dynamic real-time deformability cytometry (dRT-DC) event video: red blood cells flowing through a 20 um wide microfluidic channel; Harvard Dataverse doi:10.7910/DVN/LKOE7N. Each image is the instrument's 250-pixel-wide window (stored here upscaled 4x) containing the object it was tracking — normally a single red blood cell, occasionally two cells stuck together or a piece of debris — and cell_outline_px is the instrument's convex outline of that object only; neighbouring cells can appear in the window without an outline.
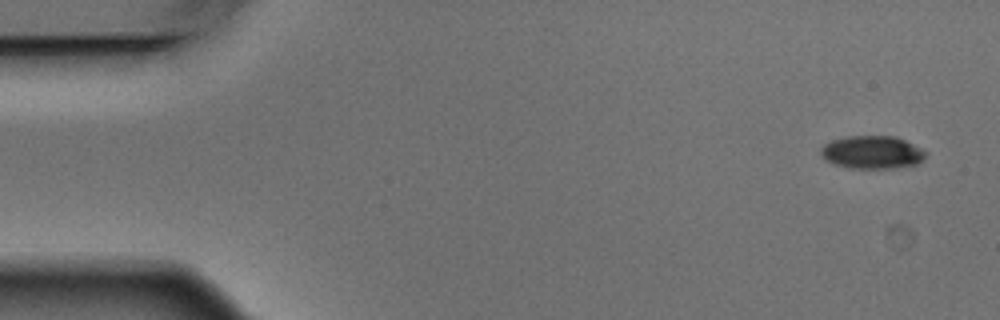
{"species": "Egyptian fruit bat (a non-hibernating species)", "species_latin": "Rousettus aegyptiacus", "temperature_condition": "warm", "stored_images_in_passage": 6, "camera_frame_rate_fps": 3000, "um_per_image_px": 0.085, "animal": {"sex": "male"}, "frame": {"image": 1, "passage_image": 1, "time_ms": 0.0, "image_size_px": [1000, 320], "cell_outline_px": [[928, 152], [924, 160], [916, 164], [892, 168], [848, 168], [832, 164], [824, 160], [820, 156], [820, 148], [824, 144], [832, 140], [848, 136], [896, 136]], "centroid_in_image_um": [74.09, 12.95], "position_along_channel_um": 10.9, "area_um2": 20.35}}
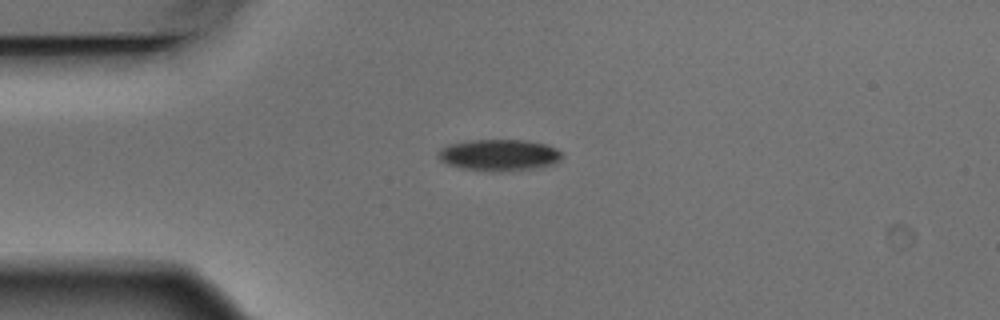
{"frame": {"image": 2, "passage_image": 4, "time_ms": 1.0, "image_size_px": [1000, 320], "cell_outline_px": [[560, 156], [552, 164], [532, 168], [464, 168], [448, 164], [440, 160], [436, 156], [440, 148], [448, 144], [472, 140], [528, 140], [544, 144], [556, 148], [560, 152]], "centroid_in_image_um": [42.35, 13.11], "position_along_channel_um": 42.6, "area_um2": 21.39}}
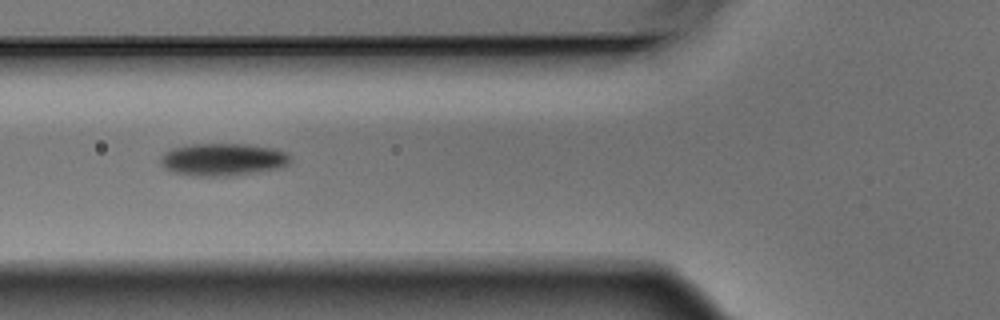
{"frame": {"image": 3, "passage_image": 6, "time_ms": 1.667, "image_size_px": [1000, 320], "cell_outline_px": [[292, 160], [288, 164], [280, 168], [228, 176], [192, 176], [172, 172], [164, 168], [160, 164], [160, 156], [164, 152], [172, 148], [192, 144], [244, 144], [276, 148], [288, 152], [292, 156]], "centroid_in_image_um": [18.95, 13.55], "position_along_channel_um": 106.8, "area_um2": 24.91}}